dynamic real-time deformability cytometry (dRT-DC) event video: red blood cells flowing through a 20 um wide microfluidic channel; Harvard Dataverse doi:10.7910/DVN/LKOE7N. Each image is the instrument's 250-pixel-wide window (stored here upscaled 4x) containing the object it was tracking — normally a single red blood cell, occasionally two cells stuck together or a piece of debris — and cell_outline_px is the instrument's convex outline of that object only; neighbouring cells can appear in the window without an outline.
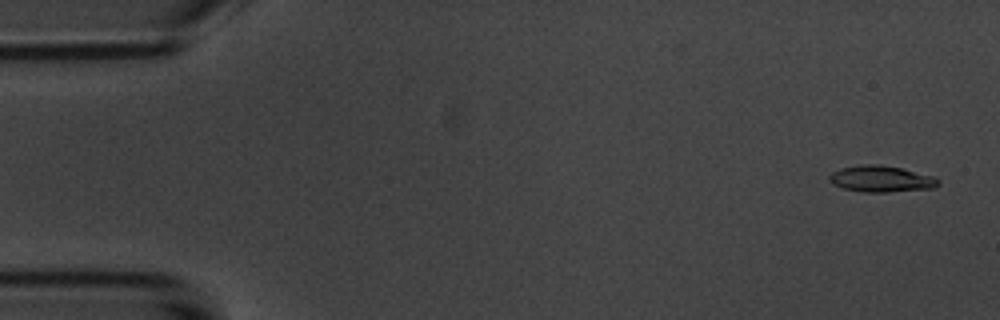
{"species": "common noctule bat (a hibernating species)", "species_latin": "Nyctalus noctula", "temperature_condition": "room temperature", "stored_images_in_passage": 4, "camera_frame_rate_fps": 3000, "um_per_image_px": 0.085, "animal": {"sex": "male", "body_mass_g": 20.1, "forearm_length_mm": 53.5}, "frame": {"image": 1, "passage_image": 1, "time_ms": 0.0, "image_size_px": [1000, 320], "cell_outline_px": [[940, 184], [936, 188], [888, 192], [864, 192], [844, 188], [832, 184], [828, 180], [828, 176], [832, 172], [840, 168], [860, 164], [880, 164], [900, 168], [936, 176], [940, 180]], "centroid_in_image_um": [74.92, 15.2], "position_along_channel_um": 10.1, "area_um2": 16.99}}
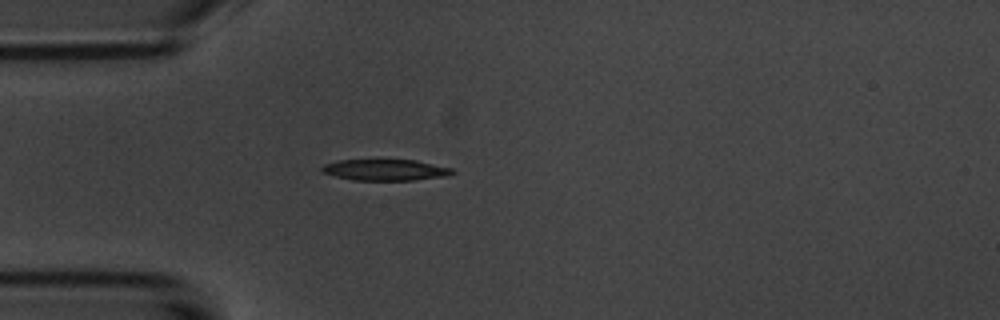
{"frame": {"image": 2, "passage_image": 4, "time_ms": 4.333, "image_size_px": [1000, 320], "cell_outline_px": [[456, 172], [448, 176], [412, 180], [352, 180], [320, 172], [320, 168], [324, 164], [336, 160], [416, 160], [452, 168]], "centroid_in_image_um": [32.74, 14.44], "position_along_channel_um": 52.3, "area_um2": 16.18}}